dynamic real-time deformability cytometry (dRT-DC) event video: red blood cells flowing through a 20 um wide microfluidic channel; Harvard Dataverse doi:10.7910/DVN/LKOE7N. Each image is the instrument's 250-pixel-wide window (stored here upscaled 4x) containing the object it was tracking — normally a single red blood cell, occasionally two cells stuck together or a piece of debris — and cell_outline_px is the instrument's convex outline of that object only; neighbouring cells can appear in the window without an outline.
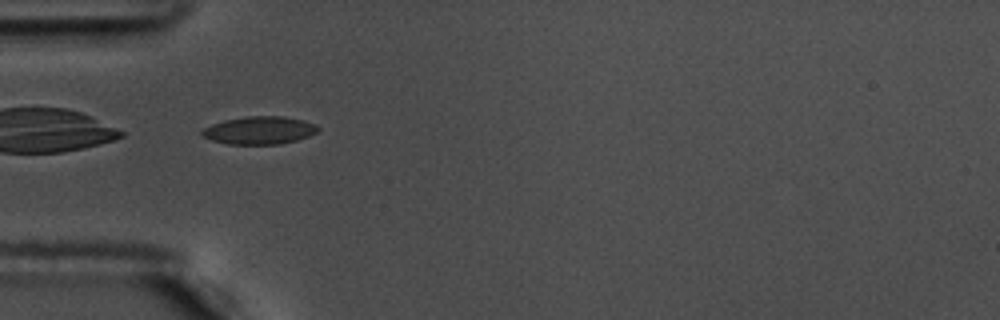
{"species": "common noctule bat (a hibernating species)", "species_latin": "Nyctalus noctula", "temperature_condition": "warm", "stored_images_in_passage": 39, "camera_frame_rate_fps": 3000, "um_per_image_px": 0.085, "animal": {"sex": "male", "body_mass_g": 17.5, "forearm_length_mm": 52.3}, "frame": {"image": 1, "passage_image": 1, "time_ms": 0.0, "image_size_px": [1000, 320], "cell_outline_px": [[320, 128], [316, 132], [308, 136], [296, 140], [280, 144], [228, 144], [212, 140], [204, 136], [200, 132], [204, 128], [212, 124], [224, 120], [248, 116], [284, 116], [304, 120], [316, 124]], "centroid_in_image_um": [22.07, 11.07], "position_along_channel_um": 62.9, "area_um2": 18.73}, "authors_computed_cell_mechanics": {"area_um2": 18.3226, "velocity_mm_per_s": 3.6373, "shape_relaxation_time_tau1_ms": 6.4677, "shape_relaxation_time_tau2_ms": 0.789, "deformation_change_tau1": 0.1317, "deformation_change_tau2": 0.0749}}